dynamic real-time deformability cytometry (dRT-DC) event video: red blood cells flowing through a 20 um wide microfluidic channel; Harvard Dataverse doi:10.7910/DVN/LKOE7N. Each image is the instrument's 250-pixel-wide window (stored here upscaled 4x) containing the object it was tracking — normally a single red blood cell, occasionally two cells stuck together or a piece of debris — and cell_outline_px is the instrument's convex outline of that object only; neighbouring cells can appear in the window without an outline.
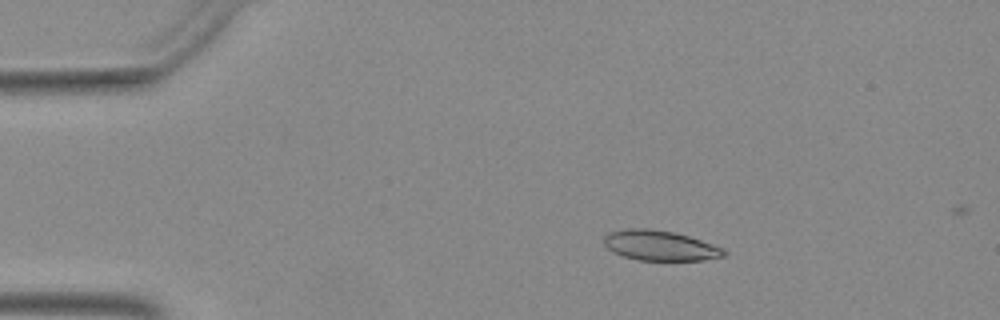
{"species": "Egyptian fruit bat (a non-hibernating species)", "species_latin": "Rousettus aegyptiacus", "temperature_condition": "warm", "stored_images_in_passage": 8, "camera_frame_rate_fps": 3000, "um_per_image_px": 0.085, "animal": {"sex": "female"}, "frame": {"image": 1, "passage_image": 1, "time_ms": 0.0, "image_size_px": [1000, 320], "cell_outline_px": [[728, 252], [724, 256], [704, 260], [636, 260], [612, 252], [604, 244], [604, 236], [608, 232], [628, 228], [648, 228], [672, 232], [688, 236], [724, 248]], "centroid_in_image_um": [56.08, 20.87], "position_along_channel_um": 28.9, "area_um2": 21.04}}
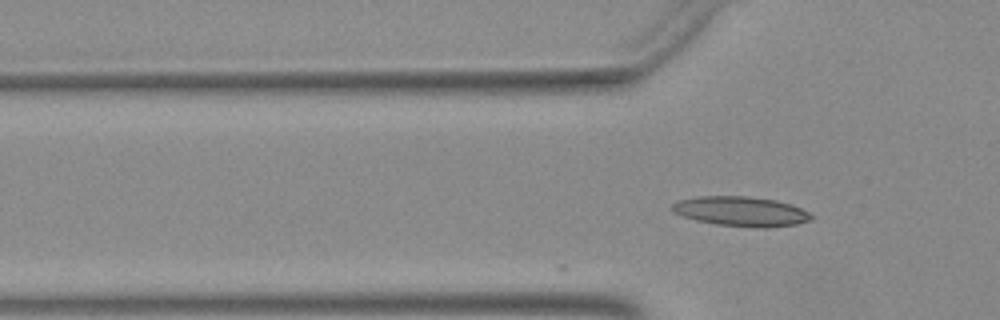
{"frame": {"image": 2, "passage_image": 8, "time_ms": 2.333, "image_size_px": [1000, 320], "cell_outline_px": [[812, 220], [796, 224], [768, 228], [752, 228], [716, 224], [696, 220], [684, 216], [676, 212], [672, 208], [672, 204], [680, 200], [700, 196], [744, 196], [776, 200], [792, 204], [808, 212], [812, 216]], "centroid_in_image_um": [63.04, 17.98], "position_along_channel_um": 62.8, "area_um2": 23.99}}